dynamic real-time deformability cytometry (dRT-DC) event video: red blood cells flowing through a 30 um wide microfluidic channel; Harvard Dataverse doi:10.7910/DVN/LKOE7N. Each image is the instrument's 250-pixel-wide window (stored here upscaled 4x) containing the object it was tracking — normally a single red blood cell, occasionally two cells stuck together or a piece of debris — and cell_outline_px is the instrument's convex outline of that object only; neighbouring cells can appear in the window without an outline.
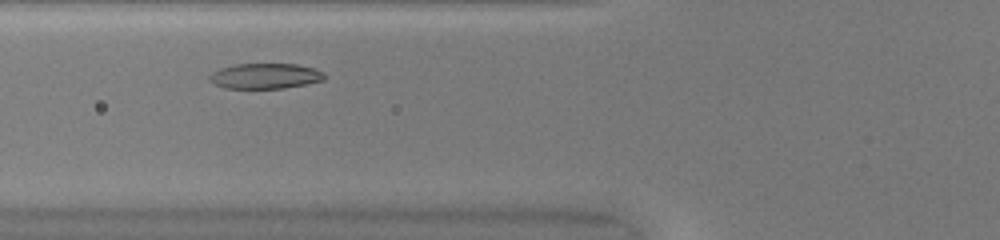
{"species": "common noctule bat (a hibernating species)", "species_latin": "Nyctalus noctula", "temperature_condition": "warm", "stored_images_in_passage": 29, "camera_frame_rate_fps": 3000, "um_per_image_px": 0.085, "animal": {"sex": "female", "body_mass_g": 20.0, "forearm_length_mm": 54.0}, "frame": {"image": 1, "passage_image": 6, "time_ms": 1.667, "image_size_px": [1000, 240], "cell_outline_px": [[328, 76], [324, 80], [284, 88], [224, 88], [208, 80], [208, 76], [212, 72], [220, 68], [236, 64], [296, 64], [312, 68], [324, 72]], "centroid_in_image_um": [22.54, 6.46], "position_along_channel_um": 103.3, "area_um2": 16.99}}
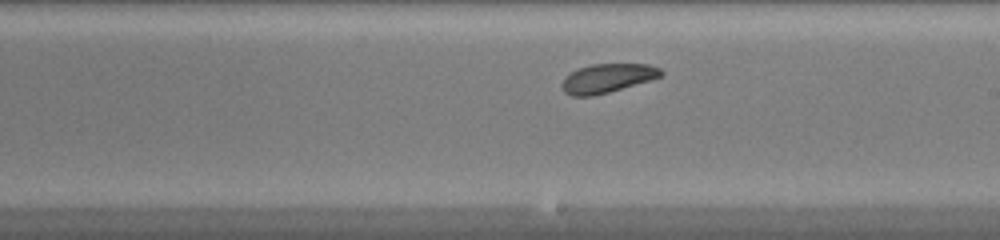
{"frame": {"image": 2, "passage_image": 16, "time_ms": 5.0, "image_size_px": [1000, 240], "cell_outline_px": [[664, 72], [660, 76], [652, 80], [608, 92], [592, 96], [572, 96], [564, 92], [560, 84], [564, 76], [580, 68], [592, 64], [648, 64], [660, 68]], "centroid_in_image_um": [51.61, 6.65], "position_along_channel_um": 237.4, "area_um2": 16.7}}
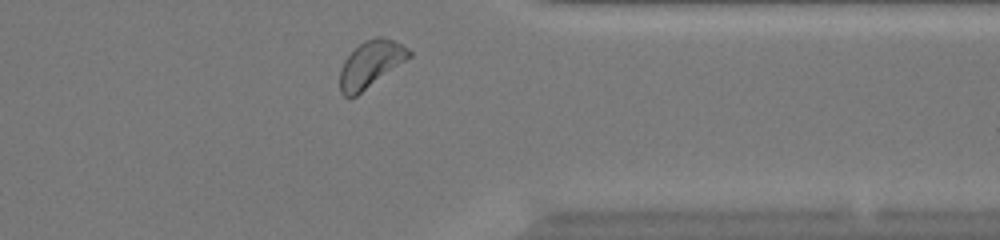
{"frame": {"image": 3, "passage_image": 27, "time_ms": 8.667, "image_size_px": [1000, 240], "cell_outline_px": [[412, 56], [356, 96], [348, 100], [340, 92], [340, 68], [344, 60], [364, 40], [376, 36], [380, 36], [392, 40], [408, 48], [412, 52]], "centroid_in_image_um": [31.49, 5.47], "position_along_channel_um": 379.9, "area_um2": 18.73}, "authors_computed_cell_mechanics": {"area_um2": 17.4556, "velocity_mm_per_s": 4.0336, "shape_relaxation_time_tau1_ms": 2.0401, "shape_relaxation_time_tau2_ms": 2.3598, "deformation_change_tau1": 0.0744, "deformation_change_tau2": 0.0791}}